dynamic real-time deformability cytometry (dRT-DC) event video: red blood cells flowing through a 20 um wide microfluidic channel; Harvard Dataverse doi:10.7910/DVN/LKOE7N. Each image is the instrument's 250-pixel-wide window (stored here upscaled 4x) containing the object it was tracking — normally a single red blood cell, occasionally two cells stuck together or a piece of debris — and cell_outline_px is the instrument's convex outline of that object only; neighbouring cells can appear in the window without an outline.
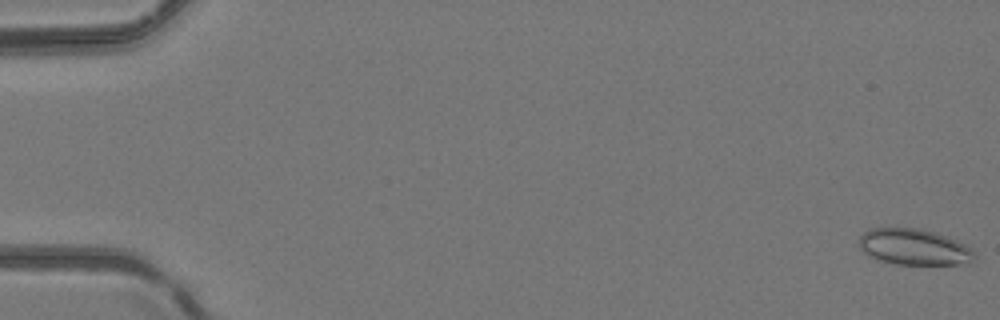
{"species": "common noctule bat (a hibernating species)", "species_latin": "Nyctalus noctula", "temperature_condition": "room temperature", "stored_images_in_passage": 6, "camera_frame_rate_fps": 3000, "um_per_image_px": 0.085, "animal": {"sex": "female", "body_mass_g": 24.6, "forearm_length_mm": 56.2}, "frame": {"image": 1, "passage_image": 1, "time_ms": 0.0, "image_size_px": [1000, 320], "cell_outline_px": [[976, 260], [972, 264], [896, 264], [880, 260], [864, 252], [860, 248], [860, 236], [868, 228], [920, 228], [936, 232], [948, 236], [964, 244], [976, 256]], "centroid_in_image_um": [77.73, 20.99], "position_along_channel_um": 7.3, "area_um2": 24.28}}